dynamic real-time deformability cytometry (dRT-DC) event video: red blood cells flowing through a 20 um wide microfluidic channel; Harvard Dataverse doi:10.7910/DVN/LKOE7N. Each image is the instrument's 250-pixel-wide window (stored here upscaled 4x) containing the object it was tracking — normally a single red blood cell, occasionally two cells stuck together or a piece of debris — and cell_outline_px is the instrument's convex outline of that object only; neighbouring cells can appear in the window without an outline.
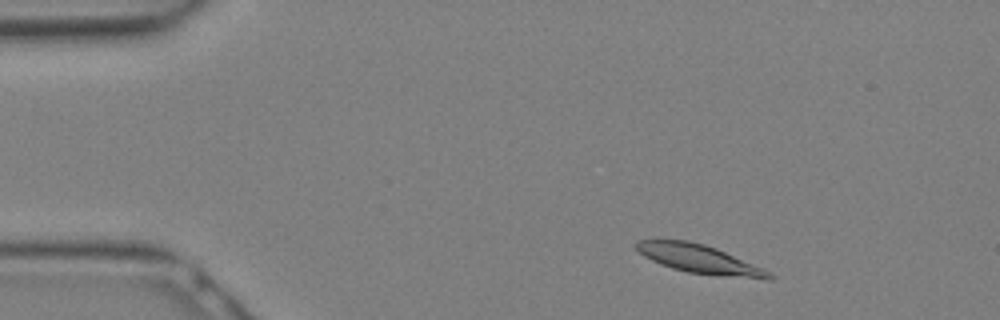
{"species": "Egyptian fruit bat (a non-hibernating species)", "species_latin": "Rousettus aegyptiacus", "temperature_condition": "warm", "stored_images_in_passage": 13, "camera_frame_rate_fps": 3000, "um_per_image_px": 0.085, "animal": {"sex": "female"}, "frame": {"image": 1, "passage_image": 3, "time_ms": 0.667, "image_size_px": [1000, 320], "cell_outline_px": [[776, 276], [772, 280], [768, 280], [688, 272], [672, 268], [660, 264], [644, 256], [636, 248], [636, 240], [688, 240], [704, 244], [716, 248], [764, 268], [772, 272]], "centroid_in_image_um": [59.52, 22.03], "position_along_channel_um": 25.5, "area_um2": 22.08}}
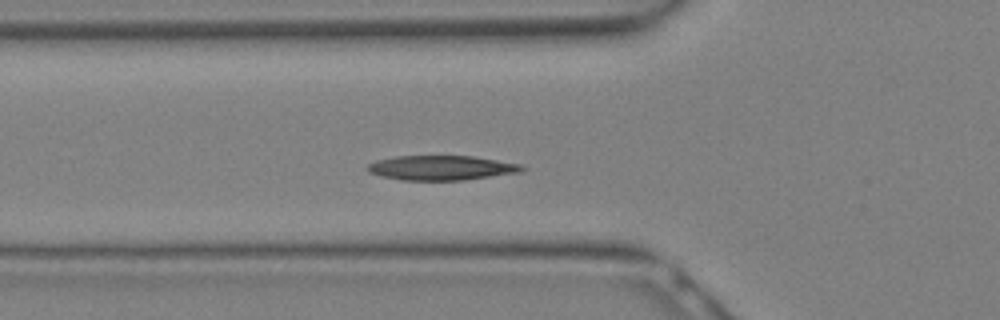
{"frame": {"image": 2, "passage_image": 9, "time_ms": 2.667, "image_size_px": [1000, 320], "cell_outline_px": [[528, 168], [524, 172], [464, 180], [400, 180], [380, 176], [368, 172], [364, 168], [368, 164], [376, 160], [396, 156], [472, 156], [524, 164]], "centroid_in_image_um": [37.56, 14.27], "position_along_channel_um": 88.2, "area_um2": 22.6}}
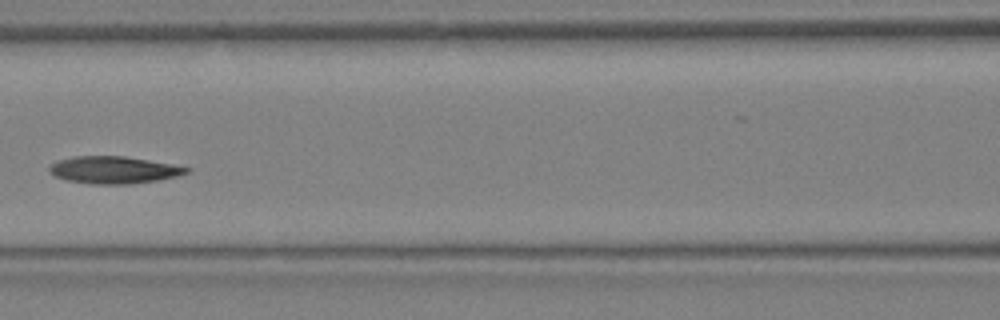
{"frame": {"image": 3, "passage_image": 12, "time_ms": 3.667, "image_size_px": [1000, 320], "cell_outline_px": [[192, 168], [188, 172], [176, 176], [156, 180], [132, 184], [92, 184], [64, 180], [48, 172], [48, 168], [56, 160], [72, 156], [124, 156], [172, 164]], "centroid_in_image_um": [9.62, 14.44], "position_along_channel_um": 157.0, "area_um2": 21.79}}